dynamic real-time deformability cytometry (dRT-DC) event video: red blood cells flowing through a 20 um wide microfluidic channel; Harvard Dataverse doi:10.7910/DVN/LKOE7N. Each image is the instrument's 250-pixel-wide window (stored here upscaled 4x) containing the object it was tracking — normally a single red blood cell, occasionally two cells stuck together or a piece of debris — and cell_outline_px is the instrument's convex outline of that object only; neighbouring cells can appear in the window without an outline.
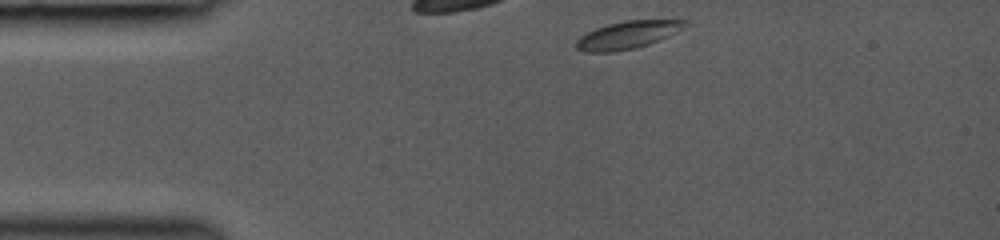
{"species": "common noctule bat (a hibernating species)", "species_latin": "Nyctalus noctula", "temperature_condition": "room temperature", "stored_images_in_passage": 7, "camera_frame_rate_fps": 3000, "um_per_image_px": 0.085, "animal": {"sex": "female", "body_mass_g": 19.0, "forearm_length_mm": 53.3}, "frame": {"image": 1, "passage_image": 1, "time_ms": 0.0, "image_size_px": [1000, 240], "cell_outline_px": [[688, 24], [684, 28], [660, 40], [636, 48], [616, 52], [584, 52], [576, 48], [576, 40], [580, 36], [596, 28], [608, 24], [624, 20], [688, 20]], "centroid_in_image_um": [53.35, 2.97], "position_along_channel_um": 31.7, "area_um2": 17.57}}
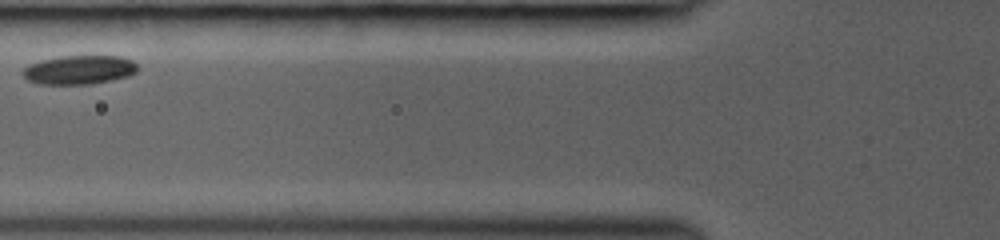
{"frame": {"image": 2, "passage_image": 6, "time_ms": 3.667, "image_size_px": [1000, 240], "cell_outline_px": [[136, 72], [128, 76], [112, 80], [92, 84], [40, 84], [28, 80], [20, 72], [28, 64], [40, 60], [60, 56], [120, 56], [132, 60], [136, 64]], "centroid_in_image_um": [6.7, 5.93], "position_along_channel_um": 119.1, "area_um2": 19.42}}